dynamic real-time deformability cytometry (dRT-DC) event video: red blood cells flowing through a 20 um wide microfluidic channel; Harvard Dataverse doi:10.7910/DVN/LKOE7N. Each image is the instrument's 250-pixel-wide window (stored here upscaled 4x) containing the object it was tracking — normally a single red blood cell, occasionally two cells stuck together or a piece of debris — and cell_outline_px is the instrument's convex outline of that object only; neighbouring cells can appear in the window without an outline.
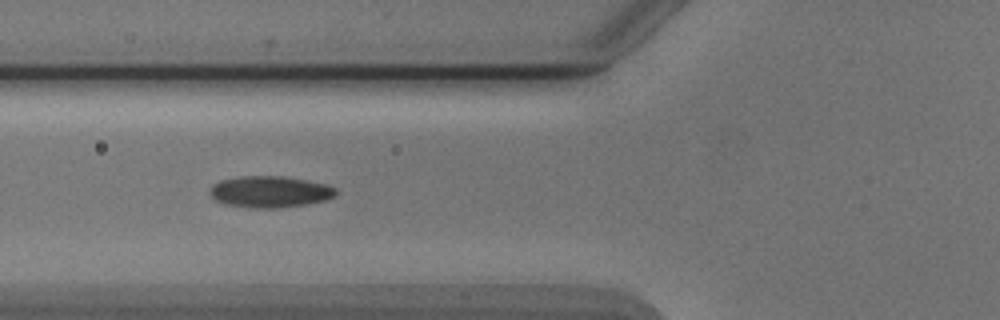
{"species": "Egyptian fruit bat (a non-hibernating species)", "species_latin": "Rousettus aegyptiacus", "temperature_condition": "cold", "stored_images_in_passage": 4, "camera_frame_rate_fps": 3000, "um_per_image_px": 0.085, "animal": {"sex": "male"}, "frame": {"image": 1, "passage_image": 2, "time_ms": 1.0, "image_size_px": [1000, 320], "cell_outline_px": [[336, 196], [324, 200], [304, 204], [276, 208], [252, 208], [224, 204], [216, 200], [208, 192], [208, 188], [212, 184], [220, 180], [240, 176], [284, 176], [308, 180], [328, 184], [336, 188]], "centroid_in_image_um": [22.91, 16.29], "position_along_channel_um": 102.9, "area_um2": 23.29}}
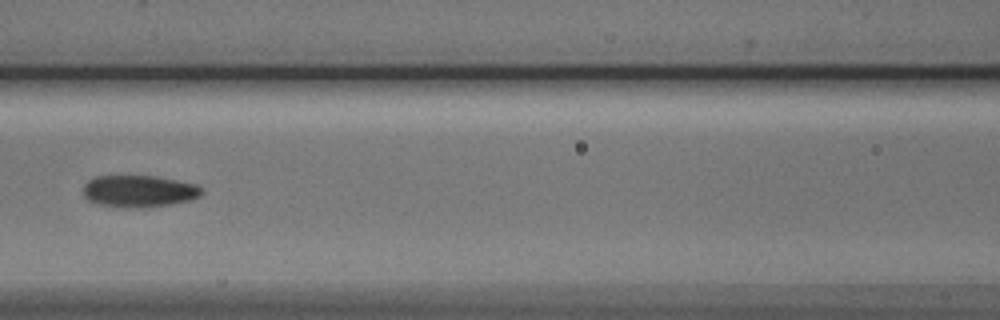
{"frame": {"image": 2, "passage_image": 3, "time_ms": 2.333, "image_size_px": [1000, 320], "cell_outline_px": [[204, 192], [200, 196], [188, 200], [172, 204], [136, 208], [124, 208], [100, 204], [88, 200], [84, 196], [84, 184], [88, 180], [96, 176], [156, 176], [196, 184], [204, 188]], "centroid_in_image_um": [11.83, 16.25], "position_along_channel_um": 154.8, "area_um2": 22.08}}
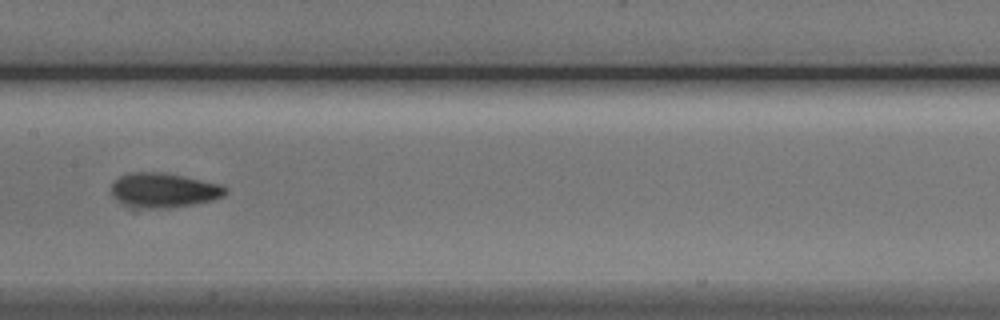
{"frame": {"image": 3, "passage_image": 4, "time_ms": 3.333, "image_size_px": [1000, 320], "cell_outline_px": [[228, 192], [224, 196], [212, 200], [192, 204], [164, 208], [124, 208], [112, 196], [112, 184], [120, 176], [128, 172], [160, 172], [184, 176], [220, 184], [228, 188]], "centroid_in_image_um": [13.87, 16.18], "position_along_channel_um": 193.5, "area_um2": 23.29}}